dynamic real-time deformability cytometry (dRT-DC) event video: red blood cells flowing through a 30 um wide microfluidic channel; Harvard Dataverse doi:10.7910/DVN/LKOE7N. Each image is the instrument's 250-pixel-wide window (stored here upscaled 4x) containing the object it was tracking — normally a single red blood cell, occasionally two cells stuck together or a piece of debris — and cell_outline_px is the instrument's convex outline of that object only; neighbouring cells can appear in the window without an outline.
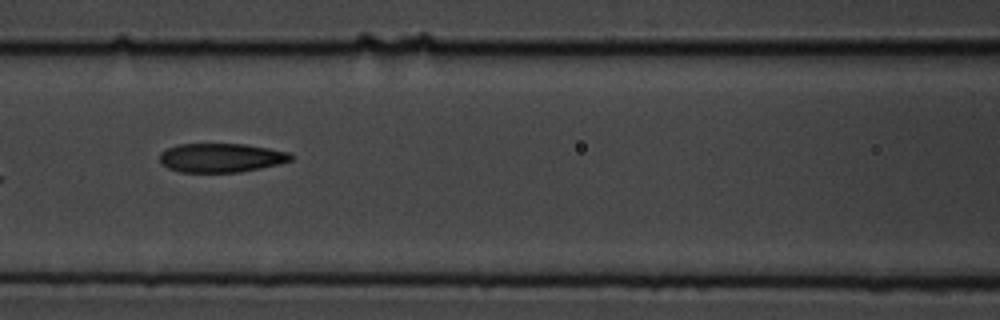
{"species": "common noctule bat (a hibernating species)", "species_latin": "Nyctalus noctula", "temperature_condition": "cold", "stored_images_in_passage": 16, "camera_frame_rate_fps": 3000, "um_per_image_px": 0.085, "animal": {"sex": "male", "body_mass_g": 19.5, "forearm_length_mm": 54.6}, "frame": {"image": 1, "passage_image": 7, "time_ms": 7.667, "image_size_px": [1000, 320], "cell_outline_px": [[292, 160], [280, 164], [240, 172], [180, 172], [168, 168], [160, 164], [160, 152], [168, 148], [180, 144], [244, 144], [268, 148], [288, 152], [292, 156]], "centroid_in_image_um": [18.77, 13.41], "position_along_channel_um": 147.8, "area_um2": 22.14}}
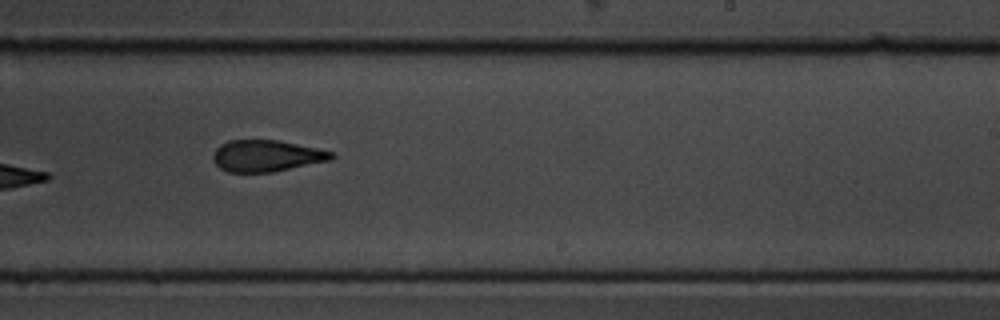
{"frame": {"image": 2, "passage_image": 10, "time_ms": 11.0, "image_size_px": [1000, 320], "cell_outline_px": [[336, 156], [332, 160], [272, 172], [228, 172], [220, 168], [212, 160], [212, 156], [216, 148], [220, 144], [228, 140], [276, 140], [316, 148], [332, 152]], "centroid_in_image_um": [22.63, 13.25], "position_along_channel_um": 266.4, "area_um2": 21.73}}
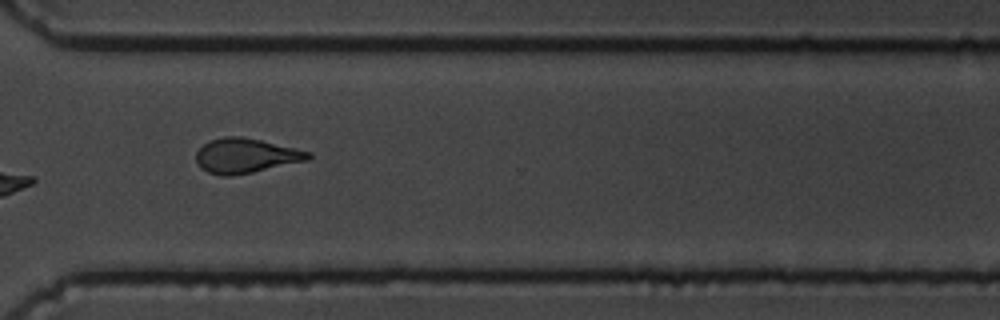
{"frame": {"image": 3, "passage_image": 12, "time_ms": 13.333, "image_size_px": [1000, 320], "cell_outline_px": [[312, 156], [308, 160], [252, 172], [232, 176], [220, 176], [208, 172], [200, 168], [196, 160], [196, 152], [208, 140], [224, 136], [240, 136], [260, 140], [296, 148], [312, 152]], "centroid_in_image_um": [20.87, 13.23], "position_along_channel_um": 349.7, "area_um2": 22.72}}